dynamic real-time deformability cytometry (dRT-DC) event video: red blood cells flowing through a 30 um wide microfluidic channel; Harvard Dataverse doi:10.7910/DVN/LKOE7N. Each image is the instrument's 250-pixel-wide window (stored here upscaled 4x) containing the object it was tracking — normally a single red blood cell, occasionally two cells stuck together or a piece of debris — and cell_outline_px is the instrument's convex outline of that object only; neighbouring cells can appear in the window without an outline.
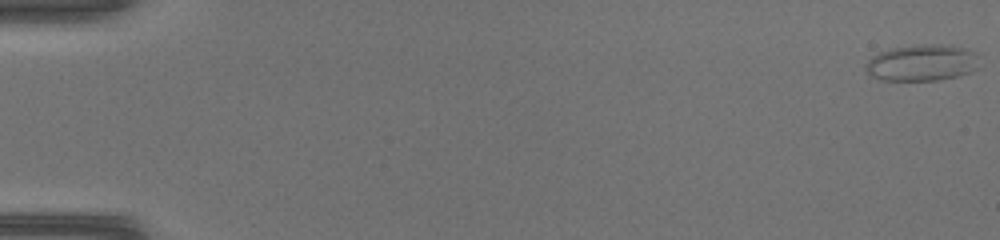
{"species": "common noctule bat (a hibernating species)", "species_latin": "Nyctalus noctula", "temperature_condition": "warm", "stored_images_in_passage": 47, "camera_frame_rate_fps": 3000, "um_per_image_px": 0.085, "animal": {"sex": "female", "body_mass_g": 17.0, "forearm_length_mm": 48.0}, "frame": {"image": 1, "passage_image": 1, "time_ms": 0.0, "image_size_px": [1000, 240], "cell_outline_px": [[976, 68], [968, 72], [956, 76], [940, 80], [880, 80], [868, 76], [864, 68], [868, 60], [872, 56], [880, 52], [892, 48], [920, 44], [940, 44], [964, 48], [976, 52]], "centroid_in_image_um": [78.29, 5.34], "position_along_channel_um": 6.7, "area_um2": 24.04}}
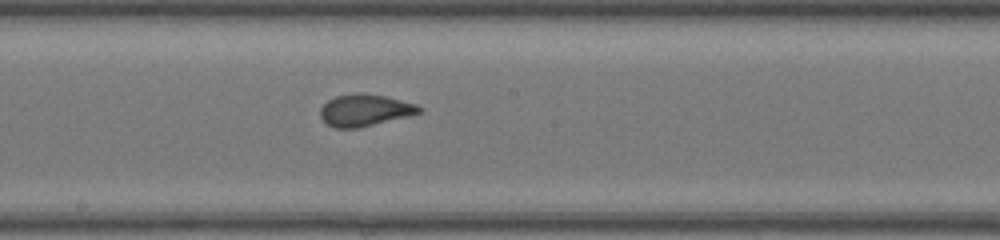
{"frame": {"image": 2, "passage_image": 27, "time_ms": 8.667, "image_size_px": [1000, 240], "cell_outline_px": [[424, 108], [420, 112], [412, 116], [360, 128], [336, 128], [328, 124], [320, 116], [320, 108], [328, 100], [336, 96], [360, 92], [384, 96], [416, 104]], "centroid_in_image_um": [31.04, 9.38], "position_along_channel_um": 217.2, "area_um2": 18.5}}
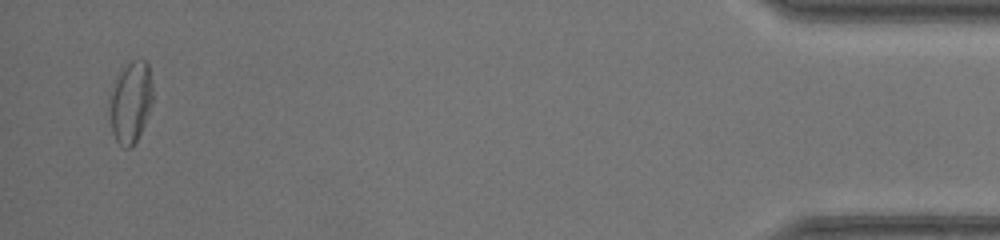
{"frame": {"image": 3, "passage_image": 46, "time_ms": 15.0, "image_size_px": [1000, 240], "cell_outline_px": [[152, 104], [144, 124], [132, 148], [124, 148], [116, 140], [112, 132], [108, 108], [108, 96], [120, 72], [132, 60], [144, 60], [148, 64], [152, 84]], "centroid_in_image_um": [11.08, 8.7], "position_along_channel_um": 424.1, "area_um2": 20.52}}